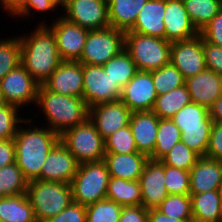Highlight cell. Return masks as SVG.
<instances>
[{
	"label": "cell",
	"mask_w": 222,
	"mask_h": 222,
	"mask_svg": "<svg viewBox=\"0 0 222 222\" xmlns=\"http://www.w3.org/2000/svg\"><path fill=\"white\" fill-rule=\"evenodd\" d=\"M42 21L34 32L20 36L21 65L39 83L43 84L62 62L55 37L48 24Z\"/></svg>",
	"instance_id": "obj_1"
},
{
	"label": "cell",
	"mask_w": 222,
	"mask_h": 222,
	"mask_svg": "<svg viewBox=\"0 0 222 222\" xmlns=\"http://www.w3.org/2000/svg\"><path fill=\"white\" fill-rule=\"evenodd\" d=\"M30 126H19L14 136L15 162L28 181L40 178L48 153L60 140V136L48 127Z\"/></svg>",
	"instance_id": "obj_2"
},
{
	"label": "cell",
	"mask_w": 222,
	"mask_h": 222,
	"mask_svg": "<svg viewBox=\"0 0 222 222\" xmlns=\"http://www.w3.org/2000/svg\"><path fill=\"white\" fill-rule=\"evenodd\" d=\"M36 106L42 109L46 117V127L59 136L85 122L89 116V108L84 98L54 93L43 84L38 87Z\"/></svg>",
	"instance_id": "obj_3"
},
{
	"label": "cell",
	"mask_w": 222,
	"mask_h": 222,
	"mask_svg": "<svg viewBox=\"0 0 222 222\" xmlns=\"http://www.w3.org/2000/svg\"><path fill=\"white\" fill-rule=\"evenodd\" d=\"M26 195L37 222H46L73 202L71 184L63 182L31 180Z\"/></svg>",
	"instance_id": "obj_4"
},
{
	"label": "cell",
	"mask_w": 222,
	"mask_h": 222,
	"mask_svg": "<svg viewBox=\"0 0 222 222\" xmlns=\"http://www.w3.org/2000/svg\"><path fill=\"white\" fill-rule=\"evenodd\" d=\"M171 119L181 131V142L200 156H206L213 125L208 108L191 101Z\"/></svg>",
	"instance_id": "obj_5"
},
{
	"label": "cell",
	"mask_w": 222,
	"mask_h": 222,
	"mask_svg": "<svg viewBox=\"0 0 222 222\" xmlns=\"http://www.w3.org/2000/svg\"><path fill=\"white\" fill-rule=\"evenodd\" d=\"M124 49L140 71L151 72L170 63L171 42L135 32H125Z\"/></svg>",
	"instance_id": "obj_6"
},
{
	"label": "cell",
	"mask_w": 222,
	"mask_h": 222,
	"mask_svg": "<svg viewBox=\"0 0 222 222\" xmlns=\"http://www.w3.org/2000/svg\"><path fill=\"white\" fill-rule=\"evenodd\" d=\"M109 178L103 160L79 164L71 183L73 202L87 206L105 199Z\"/></svg>",
	"instance_id": "obj_7"
},
{
	"label": "cell",
	"mask_w": 222,
	"mask_h": 222,
	"mask_svg": "<svg viewBox=\"0 0 222 222\" xmlns=\"http://www.w3.org/2000/svg\"><path fill=\"white\" fill-rule=\"evenodd\" d=\"M60 141L81 163L98 162L104 159L105 142L89 118L66 130L60 135Z\"/></svg>",
	"instance_id": "obj_8"
},
{
	"label": "cell",
	"mask_w": 222,
	"mask_h": 222,
	"mask_svg": "<svg viewBox=\"0 0 222 222\" xmlns=\"http://www.w3.org/2000/svg\"><path fill=\"white\" fill-rule=\"evenodd\" d=\"M124 47L125 32L111 26L90 30L78 62L102 66L117 56Z\"/></svg>",
	"instance_id": "obj_9"
},
{
	"label": "cell",
	"mask_w": 222,
	"mask_h": 222,
	"mask_svg": "<svg viewBox=\"0 0 222 222\" xmlns=\"http://www.w3.org/2000/svg\"><path fill=\"white\" fill-rule=\"evenodd\" d=\"M122 89L101 65L83 64V98L88 108L120 100Z\"/></svg>",
	"instance_id": "obj_10"
},
{
	"label": "cell",
	"mask_w": 222,
	"mask_h": 222,
	"mask_svg": "<svg viewBox=\"0 0 222 222\" xmlns=\"http://www.w3.org/2000/svg\"><path fill=\"white\" fill-rule=\"evenodd\" d=\"M39 83L20 64L0 81L6 104L18 108L37 103Z\"/></svg>",
	"instance_id": "obj_11"
},
{
	"label": "cell",
	"mask_w": 222,
	"mask_h": 222,
	"mask_svg": "<svg viewBox=\"0 0 222 222\" xmlns=\"http://www.w3.org/2000/svg\"><path fill=\"white\" fill-rule=\"evenodd\" d=\"M62 8V17L89 31L110 26L107 0H64Z\"/></svg>",
	"instance_id": "obj_12"
},
{
	"label": "cell",
	"mask_w": 222,
	"mask_h": 222,
	"mask_svg": "<svg viewBox=\"0 0 222 222\" xmlns=\"http://www.w3.org/2000/svg\"><path fill=\"white\" fill-rule=\"evenodd\" d=\"M49 26L55 37L61 60L78 61L83 53L89 30L62 16L55 19Z\"/></svg>",
	"instance_id": "obj_13"
},
{
	"label": "cell",
	"mask_w": 222,
	"mask_h": 222,
	"mask_svg": "<svg viewBox=\"0 0 222 222\" xmlns=\"http://www.w3.org/2000/svg\"><path fill=\"white\" fill-rule=\"evenodd\" d=\"M170 62L185 79L206 69L203 39L200 35L185 41L171 43Z\"/></svg>",
	"instance_id": "obj_14"
},
{
	"label": "cell",
	"mask_w": 222,
	"mask_h": 222,
	"mask_svg": "<svg viewBox=\"0 0 222 222\" xmlns=\"http://www.w3.org/2000/svg\"><path fill=\"white\" fill-rule=\"evenodd\" d=\"M132 111L121 101L116 100L97 104L89 108V120L103 139L129 125Z\"/></svg>",
	"instance_id": "obj_15"
},
{
	"label": "cell",
	"mask_w": 222,
	"mask_h": 222,
	"mask_svg": "<svg viewBox=\"0 0 222 222\" xmlns=\"http://www.w3.org/2000/svg\"><path fill=\"white\" fill-rule=\"evenodd\" d=\"M78 166L74 155L59 140L48 153L38 180L71 184Z\"/></svg>",
	"instance_id": "obj_16"
},
{
	"label": "cell",
	"mask_w": 222,
	"mask_h": 222,
	"mask_svg": "<svg viewBox=\"0 0 222 222\" xmlns=\"http://www.w3.org/2000/svg\"><path fill=\"white\" fill-rule=\"evenodd\" d=\"M158 94L151 72L138 70L123 87L120 100L132 111H152Z\"/></svg>",
	"instance_id": "obj_17"
},
{
	"label": "cell",
	"mask_w": 222,
	"mask_h": 222,
	"mask_svg": "<svg viewBox=\"0 0 222 222\" xmlns=\"http://www.w3.org/2000/svg\"><path fill=\"white\" fill-rule=\"evenodd\" d=\"M43 85L57 94L83 98V64L62 61Z\"/></svg>",
	"instance_id": "obj_18"
},
{
	"label": "cell",
	"mask_w": 222,
	"mask_h": 222,
	"mask_svg": "<svg viewBox=\"0 0 222 222\" xmlns=\"http://www.w3.org/2000/svg\"><path fill=\"white\" fill-rule=\"evenodd\" d=\"M139 183L142 206L146 209H156L168 196L165 187V165L161 161L149 159L139 177Z\"/></svg>",
	"instance_id": "obj_19"
},
{
	"label": "cell",
	"mask_w": 222,
	"mask_h": 222,
	"mask_svg": "<svg viewBox=\"0 0 222 222\" xmlns=\"http://www.w3.org/2000/svg\"><path fill=\"white\" fill-rule=\"evenodd\" d=\"M165 40L185 41L199 35L185 9L183 0H166L164 13Z\"/></svg>",
	"instance_id": "obj_20"
},
{
	"label": "cell",
	"mask_w": 222,
	"mask_h": 222,
	"mask_svg": "<svg viewBox=\"0 0 222 222\" xmlns=\"http://www.w3.org/2000/svg\"><path fill=\"white\" fill-rule=\"evenodd\" d=\"M192 102L208 109L222 95V75L205 69L185 81Z\"/></svg>",
	"instance_id": "obj_21"
},
{
	"label": "cell",
	"mask_w": 222,
	"mask_h": 222,
	"mask_svg": "<svg viewBox=\"0 0 222 222\" xmlns=\"http://www.w3.org/2000/svg\"><path fill=\"white\" fill-rule=\"evenodd\" d=\"M160 118L153 111L132 112L129 126L138 152L148 157L154 152Z\"/></svg>",
	"instance_id": "obj_22"
},
{
	"label": "cell",
	"mask_w": 222,
	"mask_h": 222,
	"mask_svg": "<svg viewBox=\"0 0 222 222\" xmlns=\"http://www.w3.org/2000/svg\"><path fill=\"white\" fill-rule=\"evenodd\" d=\"M190 194L218 190L222 183V161L201 156L190 169Z\"/></svg>",
	"instance_id": "obj_23"
},
{
	"label": "cell",
	"mask_w": 222,
	"mask_h": 222,
	"mask_svg": "<svg viewBox=\"0 0 222 222\" xmlns=\"http://www.w3.org/2000/svg\"><path fill=\"white\" fill-rule=\"evenodd\" d=\"M166 0H147L140 10L134 26L127 32L165 39L164 13Z\"/></svg>",
	"instance_id": "obj_24"
},
{
	"label": "cell",
	"mask_w": 222,
	"mask_h": 222,
	"mask_svg": "<svg viewBox=\"0 0 222 222\" xmlns=\"http://www.w3.org/2000/svg\"><path fill=\"white\" fill-rule=\"evenodd\" d=\"M103 161L111 177L139 180L149 157L143 153L105 154Z\"/></svg>",
	"instance_id": "obj_25"
},
{
	"label": "cell",
	"mask_w": 222,
	"mask_h": 222,
	"mask_svg": "<svg viewBox=\"0 0 222 222\" xmlns=\"http://www.w3.org/2000/svg\"><path fill=\"white\" fill-rule=\"evenodd\" d=\"M110 26L123 32L129 31L147 0H107Z\"/></svg>",
	"instance_id": "obj_26"
},
{
	"label": "cell",
	"mask_w": 222,
	"mask_h": 222,
	"mask_svg": "<svg viewBox=\"0 0 222 222\" xmlns=\"http://www.w3.org/2000/svg\"><path fill=\"white\" fill-rule=\"evenodd\" d=\"M193 222H222V206L218 190L190 194Z\"/></svg>",
	"instance_id": "obj_27"
},
{
	"label": "cell",
	"mask_w": 222,
	"mask_h": 222,
	"mask_svg": "<svg viewBox=\"0 0 222 222\" xmlns=\"http://www.w3.org/2000/svg\"><path fill=\"white\" fill-rule=\"evenodd\" d=\"M106 198L122 207L142 205V191L139 180L111 177L108 181Z\"/></svg>",
	"instance_id": "obj_28"
},
{
	"label": "cell",
	"mask_w": 222,
	"mask_h": 222,
	"mask_svg": "<svg viewBox=\"0 0 222 222\" xmlns=\"http://www.w3.org/2000/svg\"><path fill=\"white\" fill-rule=\"evenodd\" d=\"M1 222H37L26 194L0 197Z\"/></svg>",
	"instance_id": "obj_29"
},
{
	"label": "cell",
	"mask_w": 222,
	"mask_h": 222,
	"mask_svg": "<svg viewBox=\"0 0 222 222\" xmlns=\"http://www.w3.org/2000/svg\"><path fill=\"white\" fill-rule=\"evenodd\" d=\"M191 102L190 94L186 85L157 96L152 108L154 114L160 119L173 117L182 107Z\"/></svg>",
	"instance_id": "obj_30"
},
{
	"label": "cell",
	"mask_w": 222,
	"mask_h": 222,
	"mask_svg": "<svg viewBox=\"0 0 222 222\" xmlns=\"http://www.w3.org/2000/svg\"><path fill=\"white\" fill-rule=\"evenodd\" d=\"M102 67L105 73L108 74L121 89H123L138 71L135 62L125 49L102 65Z\"/></svg>",
	"instance_id": "obj_31"
},
{
	"label": "cell",
	"mask_w": 222,
	"mask_h": 222,
	"mask_svg": "<svg viewBox=\"0 0 222 222\" xmlns=\"http://www.w3.org/2000/svg\"><path fill=\"white\" fill-rule=\"evenodd\" d=\"M181 141V131L171 118L160 119L154 152L150 160L160 161L173 146Z\"/></svg>",
	"instance_id": "obj_32"
},
{
	"label": "cell",
	"mask_w": 222,
	"mask_h": 222,
	"mask_svg": "<svg viewBox=\"0 0 222 222\" xmlns=\"http://www.w3.org/2000/svg\"><path fill=\"white\" fill-rule=\"evenodd\" d=\"M28 183L16 162L0 168V197L26 194Z\"/></svg>",
	"instance_id": "obj_33"
},
{
	"label": "cell",
	"mask_w": 222,
	"mask_h": 222,
	"mask_svg": "<svg viewBox=\"0 0 222 222\" xmlns=\"http://www.w3.org/2000/svg\"><path fill=\"white\" fill-rule=\"evenodd\" d=\"M193 25L200 32L222 9L220 0H183Z\"/></svg>",
	"instance_id": "obj_34"
},
{
	"label": "cell",
	"mask_w": 222,
	"mask_h": 222,
	"mask_svg": "<svg viewBox=\"0 0 222 222\" xmlns=\"http://www.w3.org/2000/svg\"><path fill=\"white\" fill-rule=\"evenodd\" d=\"M151 75L158 96L185 85L186 81L182 73L171 62L151 71Z\"/></svg>",
	"instance_id": "obj_35"
},
{
	"label": "cell",
	"mask_w": 222,
	"mask_h": 222,
	"mask_svg": "<svg viewBox=\"0 0 222 222\" xmlns=\"http://www.w3.org/2000/svg\"><path fill=\"white\" fill-rule=\"evenodd\" d=\"M21 64V42L18 36L0 39V81Z\"/></svg>",
	"instance_id": "obj_36"
},
{
	"label": "cell",
	"mask_w": 222,
	"mask_h": 222,
	"mask_svg": "<svg viewBox=\"0 0 222 222\" xmlns=\"http://www.w3.org/2000/svg\"><path fill=\"white\" fill-rule=\"evenodd\" d=\"M122 206L110 199H102L86 206V222H118Z\"/></svg>",
	"instance_id": "obj_37"
},
{
	"label": "cell",
	"mask_w": 222,
	"mask_h": 222,
	"mask_svg": "<svg viewBox=\"0 0 222 222\" xmlns=\"http://www.w3.org/2000/svg\"><path fill=\"white\" fill-rule=\"evenodd\" d=\"M156 209L168 217L192 220L190 195H168Z\"/></svg>",
	"instance_id": "obj_38"
},
{
	"label": "cell",
	"mask_w": 222,
	"mask_h": 222,
	"mask_svg": "<svg viewBox=\"0 0 222 222\" xmlns=\"http://www.w3.org/2000/svg\"><path fill=\"white\" fill-rule=\"evenodd\" d=\"M106 154H131L140 153L130 126L120 128L114 134L104 139Z\"/></svg>",
	"instance_id": "obj_39"
},
{
	"label": "cell",
	"mask_w": 222,
	"mask_h": 222,
	"mask_svg": "<svg viewBox=\"0 0 222 222\" xmlns=\"http://www.w3.org/2000/svg\"><path fill=\"white\" fill-rule=\"evenodd\" d=\"M200 157L198 153L180 141L160 161L164 165L190 171Z\"/></svg>",
	"instance_id": "obj_40"
},
{
	"label": "cell",
	"mask_w": 222,
	"mask_h": 222,
	"mask_svg": "<svg viewBox=\"0 0 222 222\" xmlns=\"http://www.w3.org/2000/svg\"><path fill=\"white\" fill-rule=\"evenodd\" d=\"M20 111V108L10 104L0 107V140L13 139L22 121L26 125L32 122V118H21Z\"/></svg>",
	"instance_id": "obj_41"
},
{
	"label": "cell",
	"mask_w": 222,
	"mask_h": 222,
	"mask_svg": "<svg viewBox=\"0 0 222 222\" xmlns=\"http://www.w3.org/2000/svg\"><path fill=\"white\" fill-rule=\"evenodd\" d=\"M165 187L168 195H190L189 171L165 165Z\"/></svg>",
	"instance_id": "obj_42"
},
{
	"label": "cell",
	"mask_w": 222,
	"mask_h": 222,
	"mask_svg": "<svg viewBox=\"0 0 222 222\" xmlns=\"http://www.w3.org/2000/svg\"><path fill=\"white\" fill-rule=\"evenodd\" d=\"M63 4L64 0H25L23 7L14 16L25 18L31 14L32 10L46 13L47 11L58 10V7H63Z\"/></svg>",
	"instance_id": "obj_43"
},
{
	"label": "cell",
	"mask_w": 222,
	"mask_h": 222,
	"mask_svg": "<svg viewBox=\"0 0 222 222\" xmlns=\"http://www.w3.org/2000/svg\"><path fill=\"white\" fill-rule=\"evenodd\" d=\"M199 35L206 42L222 47V9L202 28Z\"/></svg>",
	"instance_id": "obj_44"
},
{
	"label": "cell",
	"mask_w": 222,
	"mask_h": 222,
	"mask_svg": "<svg viewBox=\"0 0 222 222\" xmlns=\"http://www.w3.org/2000/svg\"><path fill=\"white\" fill-rule=\"evenodd\" d=\"M46 222H86V206L72 202Z\"/></svg>",
	"instance_id": "obj_45"
},
{
	"label": "cell",
	"mask_w": 222,
	"mask_h": 222,
	"mask_svg": "<svg viewBox=\"0 0 222 222\" xmlns=\"http://www.w3.org/2000/svg\"><path fill=\"white\" fill-rule=\"evenodd\" d=\"M203 51L206 68L222 75V47L203 39Z\"/></svg>",
	"instance_id": "obj_46"
},
{
	"label": "cell",
	"mask_w": 222,
	"mask_h": 222,
	"mask_svg": "<svg viewBox=\"0 0 222 222\" xmlns=\"http://www.w3.org/2000/svg\"><path fill=\"white\" fill-rule=\"evenodd\" d=\"M206 157L222 161V123L213 122Z\"/></svg>",
	"instance_id": "obj_47"
},
{
	"label": "cell",
	"mask_w": 222,
	"mask_h": 222,
	"mask_svg": "<svg viewBox=\"0 0 222 222\" xmlns=\"http://www.w3.org/2000/svg\"><path fill=\"white\" fill-rule=\"evenodd\" d=\"M118 222H149V209L142 205L122 207Z\"/></svg>",
	"instance_id": "obj_48"
},
{
	"label": "cell",
	"mask_w": 222,
	"mask_h": 222,
	"mask_svg": "<svg viewBox=\"0 0 222 222\" xmlns=\"http://www.w3.org/2000/svg\"><path fill=\"white\" fill-rule=\"evenodd\" d=\"M15 142L13 139L0 140V168L15 162Z\"/></svg>",
	"instance_id": "obj_49"
},
{
	"label": "cell",
	"mask_w": 222,
	"mask_h": 222,
	"mask_svg": "<svg viewBox=\"0 0 222 222\" xmlns=\"http://www.w3.org/2000/svg\"><path fill=\"white\" fill-rule=\"evenodd\" d=\"M25 0H0L5 13L12 17L23 7Z\"/></svg>",
	"instance_id": "obj_50"
},
{
	"label": "cell",
	"mask_w": 222,
	"mask_h": 222,
	"mask_svg": "<svg viewBox=\"0 0 222 222\" xmlns=\"http://www.w3.org/2000/svg\"><path fill=\"white\" fill-rule=\"evenodd\" d=\"M149 222H193V220H180L168 217L157 209H149Z\"/></svg>",
	"instance_id": "obj_51"
},
{
	"label": "cell",
	"mask_w": 222,
	"mask_h": 222,
	"mask_svg": "<svg viewBox=\"0 0 222 222\" xmlns=\"http://www.w3.org/2000/svg\"><path fill=\"white\" fill-rule=\"evenodd\" d=\"M209 117L215 123H222V95L208 109Z\"/></svg>",
	"instance_id": "obj_52"
},
{
	"label": "cell",
	"mask_w": 222,
	"mask_h": 222,
	"mask_svg": "<svg viewBox=\"0 0 222 222\" xmlns=\"http://www.w3.org/2000/svg\"><path fill=\"white\" fill-rule=\"evenodd\" d=\"M6 104L2 92H1V88H0V107L4 106Z\"/></svg>",
	"instance_id": "obj_53"
},
{
	"label": "cell",
	"mask_w": 222,
	"mask_h": 222,
	"mask_svg": "<svg viewBox=\"0 0 222 222\" xmlns=\"http://www.w3.org/2000/svg\"><path fill=\"white\" fill-rule=\"evenodd\" d=\"M218 191H219L220 201H221V206H222V183L220 184Z\"/></svg>",
	"instance_id": "obj_54"
}]
</instances>
